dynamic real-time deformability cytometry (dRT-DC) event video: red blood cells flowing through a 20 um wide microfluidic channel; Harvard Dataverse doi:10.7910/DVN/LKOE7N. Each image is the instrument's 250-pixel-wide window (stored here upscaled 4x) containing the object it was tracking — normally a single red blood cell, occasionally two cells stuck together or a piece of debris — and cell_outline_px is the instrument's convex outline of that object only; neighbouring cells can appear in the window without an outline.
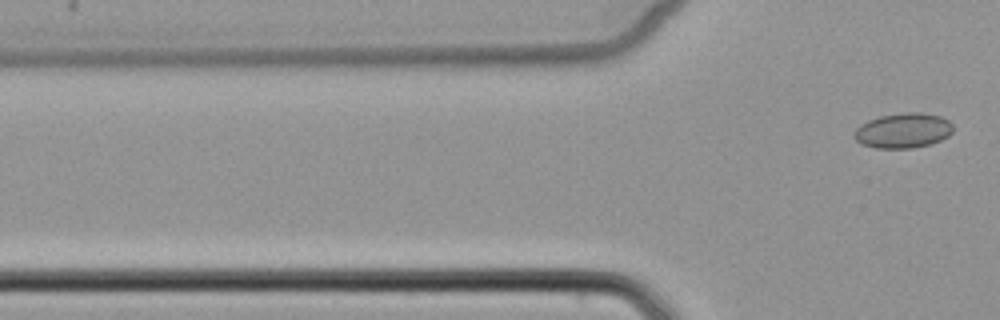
{"species": "common noctule bat (a hibernating species)", "species_latin": "Nyctalus noctula", "temperature_condition": "cold", "stored_images_in_passage": 6, "camera_frame_rate_fps": 3000, "um_per_image_px": 0.085, "animal": {"sex": "female", "body_mass_g": 22.7, "forearm_length_mm": 54.2}, "frame": {"image": 1, "passage_image": 6, "time_ms": 6.667, "image_size_px": [1000, 320], "cell_outline_px": [[952, 132], [948, 136], [932, 144], [912, 148], [876, 148], [860, 144], [852, 136], [856, 128], [860, 124], [868, 120], [880, 116], [904, 112], [920, 112], [940, 116], [948, 120], [952, 124]], "centroid_in_image_um": [76.74, 11.1], "position_along_channel_um": 49.1, "area_um2": 20.35}}